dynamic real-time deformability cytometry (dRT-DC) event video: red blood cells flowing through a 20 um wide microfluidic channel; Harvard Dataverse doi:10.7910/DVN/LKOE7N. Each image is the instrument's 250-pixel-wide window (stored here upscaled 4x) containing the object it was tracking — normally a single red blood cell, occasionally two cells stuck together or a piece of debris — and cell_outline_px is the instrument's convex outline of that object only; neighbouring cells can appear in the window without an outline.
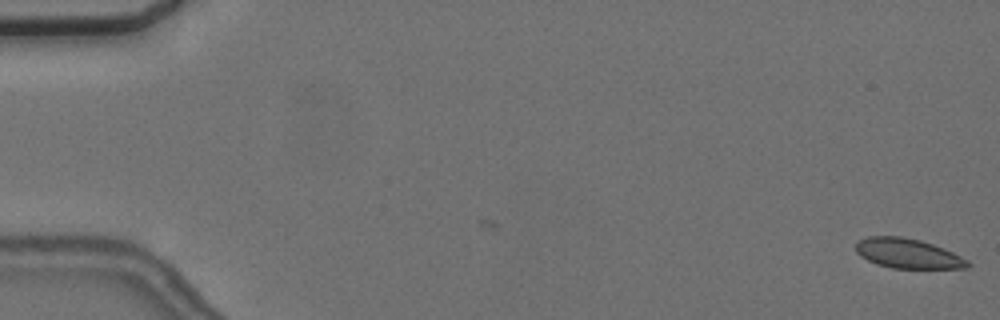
{"species": "common noctule bat (a hibernating species)", "species_latin": "Nyctalus noctula", "temperature_condition": "cold", "stored_images_in_passage": 7, "camera_frame_rate_fps": 3000, "um_per_image_px": 0.085, "animal": {"sex": "female", "body_mass_g": 24.6, "forearm_length_mm": 56.2}, "frame": {"image": 1, "passage_image": 1, "time_ms": 0.0, "image_size_px": [1000, 320], "cell_outline_px": [[972, 264], [968, 268], [892, 268], [876, 264], [860, 256], [856, 252], [856, 244], [860, 240], [868, 236], [900, 236], [920, 240], [944, 248], [968, 260]], "centroid_in_image_um": [77.17, 21.55], "position_along_channel_um": 7.8, "area_um2": 19.36}}
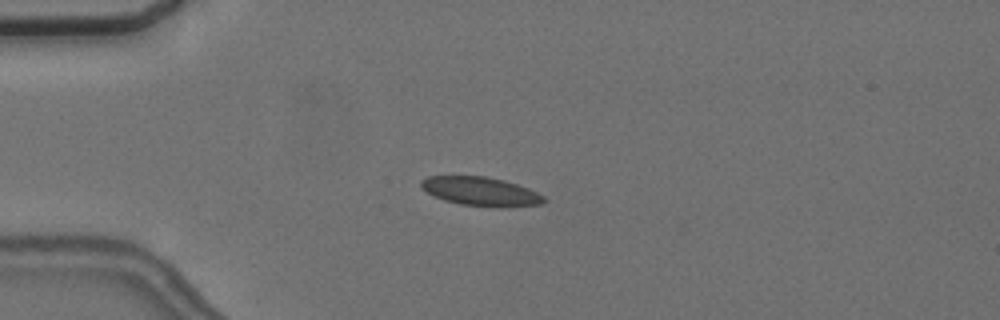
{"frame": {"image": 2, "passage_image": 5, "time_ms": 4.667, "image_size_px": [1000, 320], "cell_outline_px": [[548, 200], [544, 204], [504, 208], [460, 204], [444, 200], [420, 188], [420, 180], [428, 176], [484, 176], [504, 180], [528, 188], [544, 196]], "centroid_in_image_um": [40.9, 16.28], "position_along_channel_um": 44.1, "area_um2": 20.81}}
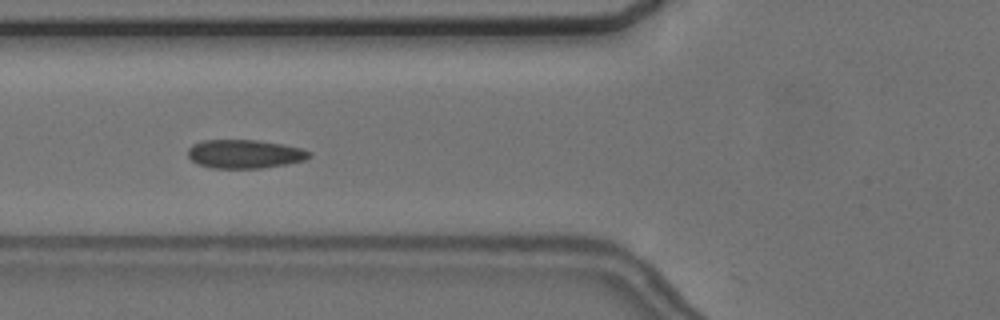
{"frame": {"image": 3, "passage_image": 7, "time_ms": 7.0, "image_size_px": [1000, 320], "cell_outline_px": [[312, 156], [304, 160], [288, 164], [260, 168], [212, 168], [196, 164], [188, 156], [188, 148], [192, 144], [204, 140], [256, 140], [284, 144], [300, 148], [312, 152]], "centroid_in_image_um": [20.8, 13.09], "position_along_channel_um": 105.0, "area_um2": 20.4}}